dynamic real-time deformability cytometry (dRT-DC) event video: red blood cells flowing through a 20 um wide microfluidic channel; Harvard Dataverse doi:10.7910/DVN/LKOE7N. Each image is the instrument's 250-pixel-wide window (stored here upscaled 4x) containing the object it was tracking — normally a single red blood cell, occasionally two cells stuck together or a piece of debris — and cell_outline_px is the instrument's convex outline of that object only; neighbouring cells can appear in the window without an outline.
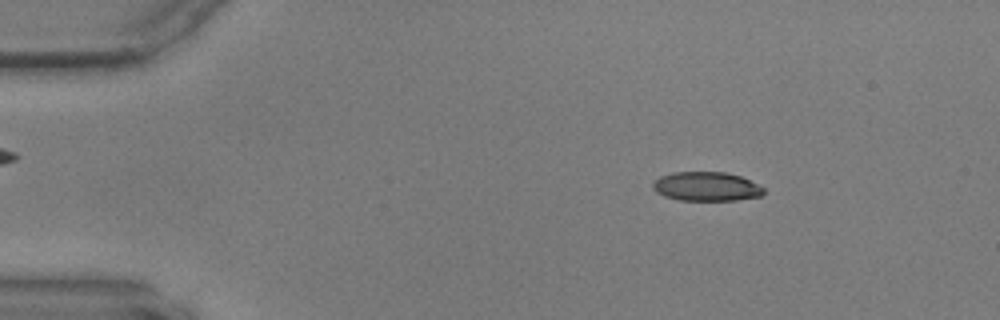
{"species": "common noctule bat (a hibernating species)", "species_latin": "Nyctalus noctula", "temperature_condition": "warm", "stored_images_in_passage": 57, "camera_frame_rate_fps": 3000, "um_per_image_px": 0.085, "animal": {"sex": "male", "body_mass_g": 17.9, "forearm_length_mm": 54.2}, "frame": {"image": 1, "passage_image": 8, "time_ms": 2.333, "image_size_px": [1000, 320], "cell_outline_px": [[764, 192], [760, 196], [736, 200], [680, 200], [664, 196], [656, 192], [652, 188], [652, 184], [660, 176], [672, 172], [724, 172], [740, 176], [764, 188]], "centroid_in_image_um": [60.01, 15.85], "position_along_channel_um": 25.0, "area_um2": 18.67}}
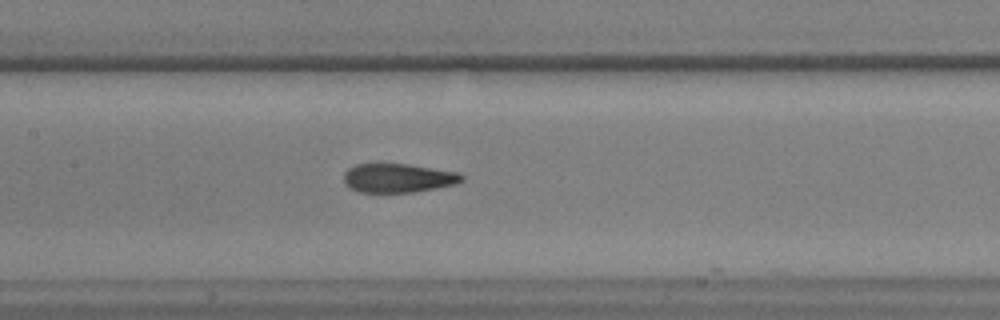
{"frame": {"image": 2, "passage_image": 27, "time_ms": 8.667, "image_size_px": [1000, 320], "cell_outline_px": [[464, 180], [456, 184], [436, 188], [412, 192], [360, 192], [348, 188], [344, 184], [344, 172], [348, 168], [356, 164], [408, 164], [460, 172], [464, 176]], "centroid_in_image_um": [33.84, 15.13], "position_along_channel_um": 173.6, "area_um2": 20.06}}
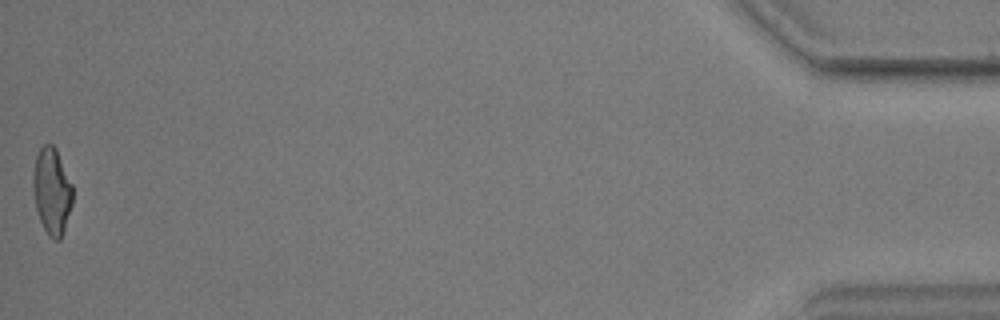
{"frame": {"image": 3, "passage_image": 57, "time_ms": 18.667, "image_size_px": [1000, 320], "cell_outline_px": [[72, 204], [60, 240], [52, 240], [48, 236], [40, 220], [36, 208], [32, 184], [32, 176], [36, 156], [40, 148], [44, 144], [52, 144], [56, 148], [72, 184]], "centroid_in_image_um": [4.4, 16.24], "position_along_channel_um": 430.8, "area_um2": 19.88}}